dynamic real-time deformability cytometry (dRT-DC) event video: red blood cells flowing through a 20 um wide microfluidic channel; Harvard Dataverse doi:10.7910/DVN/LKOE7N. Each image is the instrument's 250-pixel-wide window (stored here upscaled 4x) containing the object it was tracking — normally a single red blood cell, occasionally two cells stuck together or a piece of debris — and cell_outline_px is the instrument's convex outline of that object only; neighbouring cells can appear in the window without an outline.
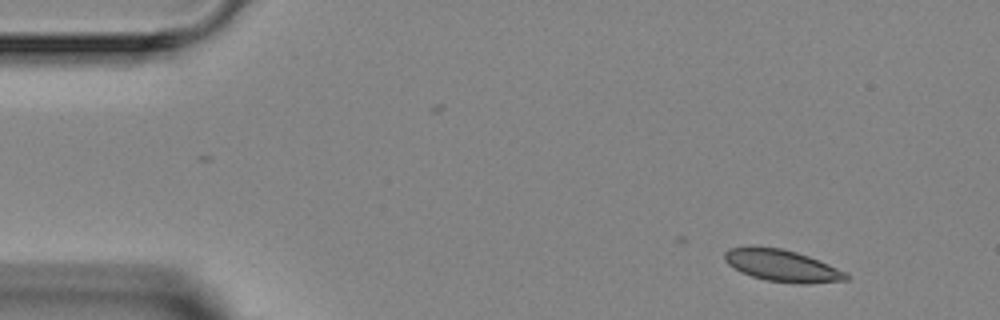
{"species": "Egyptian fruit bat (a non-hibernating species)", "species_latin": "Rousettus aegyptiacus", "temperature_condition": "room temperature", "stored_images_in_passage": 7, "camera_frame_rate_fps": 3000, "um_per_image_px": 0.085, "animal": {"sex": "female"}, "frame": {"image": 1, "passage_image": 1, "time_ms": 0.0, "image_size_px": [1000, 320], "cell_outline_px": [[848, 280], [808, 284], [800, 284], [768, 280], [752, 276], [740, 272], [728, 264], [724, 260], [724, 252], [728, 248], [780, 248], [796, 252], [808, 256], [848, 272]], "centroid_in_image_um": [66.52, 22.61], "position_along_channel_um": 18.5, "area_um2": 22.2}}
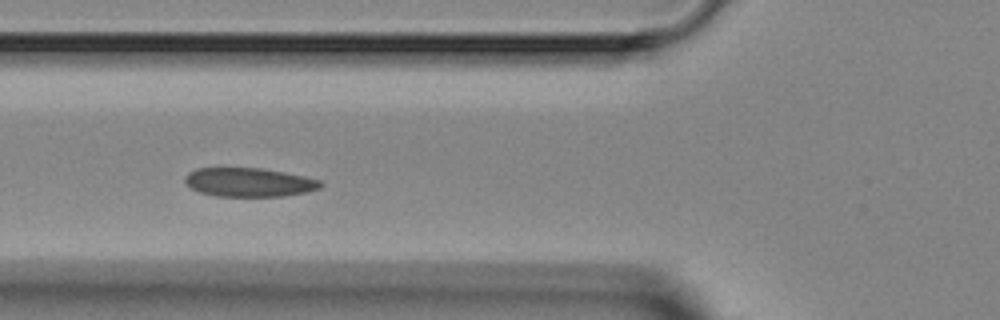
{"frame": {"image": 2, "passage_image": 4, "time_ms": 4.333, "image_size_px": [1000, 320], "cell_outline_px": [[324, 184], [320, 188], [304, 192], [284, 196], [216, 196], [200, 192], [192, 188], [184, 180], [184, 176], [188, 172], [196, 168], [260, 168], [284, 172], [304, 176], [320, 180]], "centroid_in_image_um": [21.16, 15.49], "position_along_channel_um": 104.6, "area_um2": 22.72}}
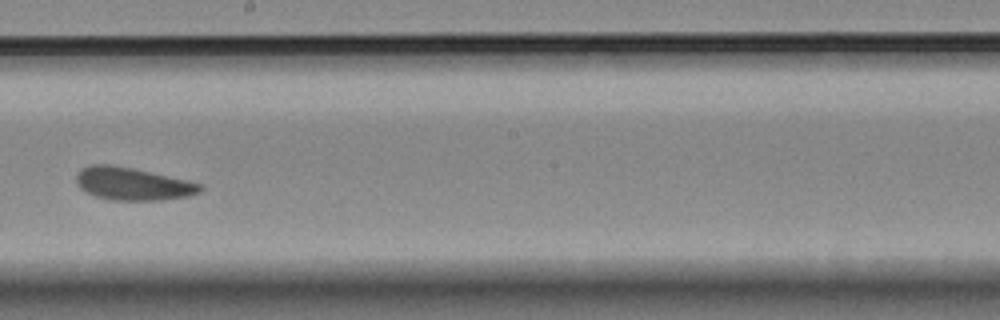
{"frame": {"image": 3, "passage_image": 7, "time_ms": 7.667, "image_size_px": [1000, 320], "cell_outline_px": [[204, 188], [200, 192], [188, 196], [160, 200], [112, 200], [96, 196], [84, 192], [76, 184], [76, 172], [92, 164], [112, 164], [132, 168], [188, 180], [204, 184]], "centroid_in_image_um": [11.28, 15.62], "position_along_channel_um": 236.9, "area_um2": 23.76}}